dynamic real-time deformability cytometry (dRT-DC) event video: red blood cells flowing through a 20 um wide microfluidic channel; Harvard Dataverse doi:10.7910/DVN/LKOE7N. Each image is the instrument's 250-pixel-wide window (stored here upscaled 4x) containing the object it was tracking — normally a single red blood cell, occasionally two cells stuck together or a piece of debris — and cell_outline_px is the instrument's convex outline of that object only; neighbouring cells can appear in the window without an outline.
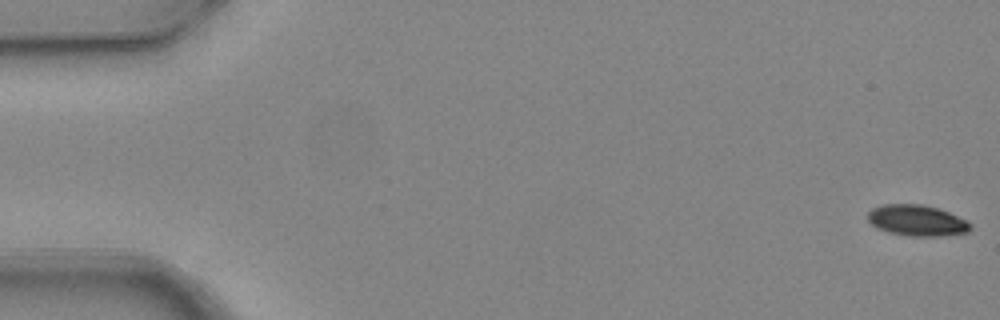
{"species": "common noctule bat (a hibernating species)", "species_latin": "Nyctalus noctula", "temperature_condition": "warm", "stored_images_in_passage": 5, "camera_frame_rate_fps": 3000, "um_per_image_px": 0.085, "animal": {"sex": "female", "body_mass_g": 24.6, "forearm_length_mm": 56.2}, "frame": {"image": 1, "passage_image": 1, "time_ms": 0.0, "image_size_px": [1000, 320], "cell_outline_px": [[972, 228], [968, 232], [940, 236], [908, 236], [888, 232], [876, 228], [868, 220], [868, 212], [872, 208], [884, 204], [920, 204], [936, 208], [948, 212], [968, 220], [972, 224]], "centroid_in_image_um": [77.95, 18.74], "position_along_channel_um": 7.1, "area_um2": 18.61}}
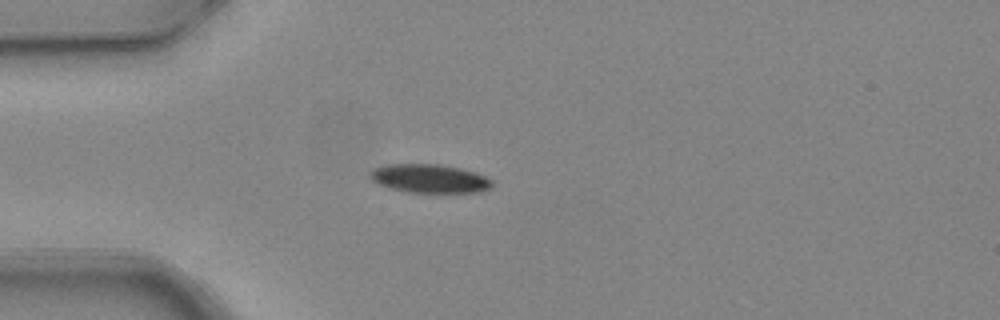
{"frame": {"image": 2, "passage_image": 5, "time_ms": 1.333, "image_size_px": [1000, 320], "cell_outline_px": [[492, 188], [480, 192], [408, 192], [388, 188], [376, 184], [368, 176], [368, 172], [384, 164], [440, 164], [460, 168], [476, 172], [492, 180]], "centroid_in_image_um": [36.48, 15.17], "position_along_channel_um": 48.5, "area_um2": 20.58}}